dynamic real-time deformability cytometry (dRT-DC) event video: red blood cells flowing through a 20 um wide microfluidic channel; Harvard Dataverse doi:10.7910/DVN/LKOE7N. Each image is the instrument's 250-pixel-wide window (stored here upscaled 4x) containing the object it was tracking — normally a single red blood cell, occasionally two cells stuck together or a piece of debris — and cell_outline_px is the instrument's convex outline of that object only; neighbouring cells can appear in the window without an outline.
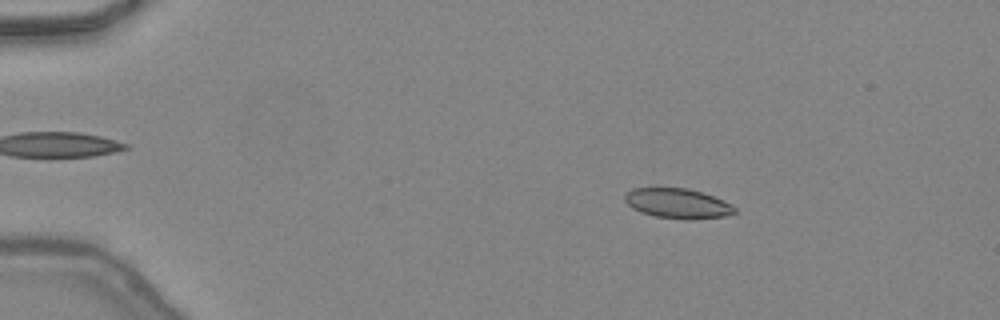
{"species": "common noctule bat (a hibernating species)", "species_latin": "Nyctalus noctula", "temperature_condition": "warm", "stored_images_in_passage": 47, "camera_frame_rate_fps": 3000, "um_per_image_px": 0.085, "animal": {"sex": "female", "body_mass_g": 24.6, "forearm_length_mm": 56.2}, "frame": {"image": 1, "passage_image": 8, "time_ms": 2.333, "image_size_px": [1000, 320], "cell_outline_px": [[736, 212], [728, 216], [688, 220], [684, 220], [656, 216], [640, 212], [632, 208], [624, 200], [624, 196], [632, 188], [688, 188], [712, 196], [736, 208]], "centroid_in_image_um": [57.57, 17.3], "position_along_channel_um": 27.4, "area_um2": 19.02}}
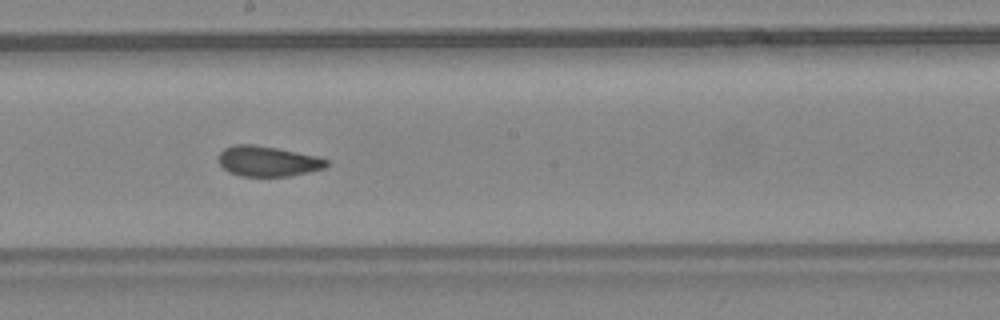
{"frame": {"image": 2, "passage_image": 27, "time_ms": 8.667, "image_size_px": [1000, 320], "cell_outline_px": [[328, 164], [324, 168], [308, 172], [288, 176], [240, 176], [228, 172], [216, 160], [220, 152], [224, 148], [232, 144], [252, 144], [276, 148], [320, 156], [328, 160]], "centroid_in_image_um": [22.73, 13.69], "position_along_channel_um": 225.5, "area_um2": 19.25}}
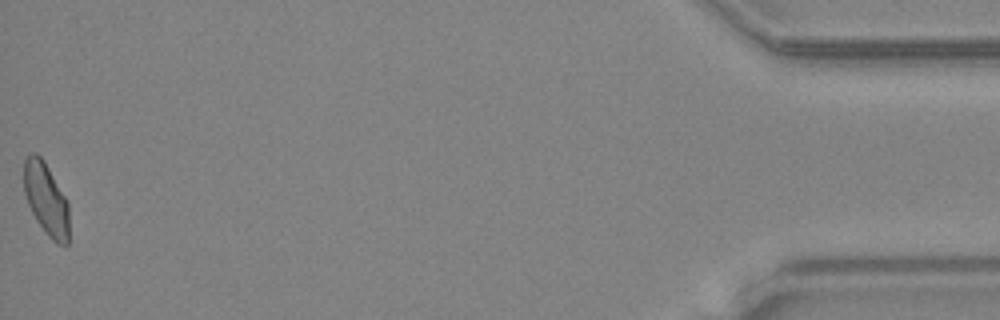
{"frame": {"image": 3, "passage_image": 47, "time_ms": 15.333, "image_size_px": [1000, 320], "cell_outline_px": [[68, 244], [56, 244], [48, 236], [36, 220], [28, 204], [24, 192], [24, 160], [32, 152], [36, 152], [44, 160], [68, 200]], "centroid_in_image_um": [3.92, 16.9], "position_along_channel_um": 431.3, "area_um2": 19.13}, "authors_computed_cell_mechanics": {"area_um2": 19.3052, "velocity_mm_per_s": 4.4448, "shape_relaxation_time_tau1_ms": null, "shape_relaxation_time_tau2_ms": 1.2095, "deformation_change_tau1": null, "deformation_change_tau2": 0.0781}}